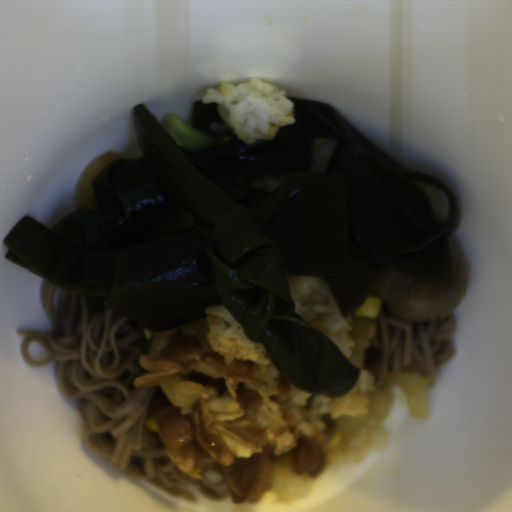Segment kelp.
<instances>
[{
    "instance_id": "99668d17",
    "label": "kelp",
    "mask_w": 512,
    "mask_h": 512,
    "mask_svg": "<svg viewBox=\"0 0 512 512\" xmlns=\"http://www.w3.org/2000/svg\"><path fill=\"white\" fill-rule=\"evenodd\" d=\"M295 121L244 143L219 104L193 101L191 126L212 145L184 148L146 104L132 108L140 159L113 161L91 183L96 211L77 209L50 229L22 216L5 259L57 287L105 296L103 306L148 332L205 319L223 304L279 373L301 391L345 397L358 382L332 339L295 309L287 276L321 278L341 314L398 270L451 287L449 237L460 209L447 185L395 162L328 103L287 96ZM335 138L324 173L313 139ZM282 180L273 192L247 184ZM427 184L444 192L439 220Z\"/></svg>"
}]
</instances>
